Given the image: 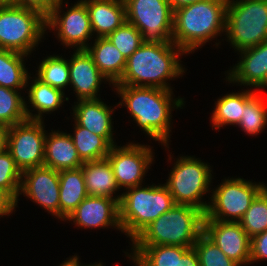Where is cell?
<instances>
[{
  "instance_id": "cell-1",
  "label": "cell",
  "mask_w": 267,
  "mask_h": 266,
  "mask_svg": "<svg viewBox=\"0 0 267 266\" xmlns=\"http://www.w3.org/2000/svg\"><path fill=\"white\" fill-rule=\"evenodd\" d=\"M114 92L121 97L118 107L128 109L132 121L137 124L147 137L158 141L165 149L169 148L172 131L173 109H183L185 100L173 98V90L156 87H135L113 85Z\"/></svg>"
},
{
  "instance_id": "cell-2",
  "label": "cell",
  "mask_w": 267,
  "mask_h": 266,
  "mask_svg": "<svg viewBox=\"0 0 267 266\" xmlns=\"http://www.w3.org/2000/svg\"><path fill=\"white\" fill-rule=\"evenodd\" d=\"M186 53L172 41H145L130 57L121 79L114 85L173 90L168 82L186 73L180 57Z\"/></svg>"
},
{
  "instance_id": "cell-3",
  "label": "cell",
  "mask_w": 267,
  "mask_h": 266,
  "mask_svg": "<svg viewBox=\"0 0 267 266\" xmlns=\"http://www.w3.org/2000/svg\"><path fill=\"white\" fill-rule=\"evenodd\" d=\"M228 0H200L174 10L172 42L186 55L225 35Z\"/></svg>"
},
{
  "instance_id": "cell-4",
  "label": "cell",
  "mask_w": 267,
  "mask_h": 266,
  "mask_svg": "<svg viewBox=\"0 0 267 266\" xmlns=\"http://www.w3.org/2000/svg\"><path fill=\"white\" fill-rule=\"evenodd\" d=\"M150 185V186H149ZM140 185L121 193L119 220L131 242L161 214L170 210L175 202L165 184Z\"/></svg>"
},
{
  "instance_id": "cell-5",
  "label": "cell",
  "mask_w": 267,
  "mask_h": 266,
  "mask_svg": "<svg viewBox=\"0 0 267 266\" xmlns=\"http://www.w3.org/2000/svg\"><path fill=\"white\" fill-rule=\"evenodd\" d=\"M205 214L192 206L175 204L150 223L130 245H171L192 248L203 233Z\"/></svg>"
},
{
  "instance_id": "cell-6",
  "label": "cell",
  "mask_w": 267,
  "mask_h": 266,
  "mask_svg": "<svg viewBox=\"0 0 267 266\" xmlns=\"http://www.w3.org/2000/svg\"><path fill=\"white\" fill-rule=\"evenodd\" d=\"M208 164L194 156L182 155L176 158L164 183L175 204L192 206L205 214L209 202L204 201L203 197L207 193L210 195V186H213L212 166Z\"/></svg>"
},
{
  "instance_id": "cell-7",
  "label": "cell",
  "mask_w": 267,
  "mask_h": 266,
  "mask_svg": "<svg viewBox=\"0 0 267 266\" xmlns=\"http://www.w3.org/2000/svg\"><path fill=\"white\" fill-rule=\"evenodd\" d=\"M225 35L237 52L263 43L267 38V0H228Z\"/></svg>"
},
{
  "instance_id": "cell-8",
  "label": "cell",
  "mask_w": 267,
  "mask_h": 266,
  "mask_svg": "<svg viewBox=\"0 0 267 266\" xmlns=\"http://www.w3.org/2000/svg\"><path fill=\"white\" fill-rule=\"evenodd\" d=\"M46 30V18L39 12L14 5L0 6V49L29 58L45 38Z\"/></svg>"
},
{
  "instance_id": "cell-9",
  "label": "cell",
  "mask_w": 267,
  "mask_h": 266,
  "mask_svg": "<svg viewBox=\"0 0 267 266\" xmlns=\"http://www.w3.org/2000/svg\"><path fill=\"white\" fill-rule=\"evenodd\" d=\"M221 181L211 190L204 220L239 222L254 198L266 186L263 182H252L240 177H228Z\"/></svg>"
},
{
  "instance_id": "cell-10",
  "label": "cell",
  "mask_w": 267,
  "mask_h": 266,
  "mask_svg": "<svg viewBox=\"0 0 267 266\" xmlns=\"http://www.w3.org/2000/svg\"><path fill=\"white\" fill-rule=\"evenodd\" d=\"M126 20L144 41H172L174 10L168 0H123Z\"/></svg>"
},
{
  "instance_id": "cell-11",
  "label": "cell",
  "mask_w": 267,
  "mask_h": 266,
  "mask_svg": "<svg viewBox=\"0 0 267 266\" xmlns=\"http://www.w3.org/2000/svg\"><path fill=\"white\" fill-rule=\"evenodd\" d=\"M68 5V1L58 0L52 8L50 15L46 18V29L53 32L61 45L72 50L86 49L89 40L92 42L93 35L87 6L82 0H78L73 6L62 11L64 4ZM63 12V14H62Z\"/></svg>"
},
{
  "instance_id": "cell-12",
  "label": "cell",
  "mask_w": 267,
  "mask_h": 266,
  "mask_svg": "<svg viewBox=\"0 0 267 266\" xmlns=\"http://www.w3.org/2000/svg\"><path fill=\"white\" fill-rule=\"evenodd\" d=\"M46 134L44 120L27 119L7 128L6 148L21 172L44 165Z\"/></svg>"
},
{
  "instance_id": "cell-13",
  "label": "cell",
  "mask_w": 267,
  "mask_h": 266,
  "mask_svg": "<svg viewBox=\"0 0 267 266\" xmlns=\"http://www.w3.org/2000/svg\"><path fill=\"white\" fill-rule=\"evenodd\" d=\"M153 153L150 145L134 143V141L111 147L106 158L112 166L120 190L144 184L145 174L155 161Z\"/></svg>"
},
{
  "instance_id": "cell-14",
  "label": "cell",
  "mask_w": 267,
  "mask_h": 266,
  "mask_svg": "<svg viewBox=\"0 0 267 266\" xmlns=\"http://www.w3.org/2000/svg\"><path fill=\"white\" fill-rule=\"evenodd\" d=\"M59 171L39 166L22 172L19 196L23 195L59 220Z\"/></svg>"
},
{
  "instance_id": "cell-15",
  "label": "cell",
  "mask_w": 267,
  "mask_h": 266,
  "mask_svg": "<svg viewBox=\"0 0 267 266\" xmlns=\"http://www.w3.org/2000/svg\"><path fill=\"white\" fill-rule=\"evenodd\" d=\"M203 233L239 265H250L251 238L239 222L204 220Z\"/></svg>"
},
{
  "instance_id": "cell-16",
  "label": "cell",
  "mask_w": 267,
  "mask_h": 266,
  "mask_svg": "<svg viewBox=\"0 0 267 266\" xmlns=\"http://www.w3.org/2000/svg\"><path fill=\"white\" fill-rule=\"evenodd\" d=\"M83 229L115 228L121 231L119 202L109 197L88 195L65 219ZM110 226V227H109Z\"/></svg>"
},
{
  "instance_id": "cell-17",
  "label": "cell",
  "mask_w": 267,
  "mask_h": 266,
  "mask_svg": "<svg viewBox=\"0 0 267 266\" xmlns=\"http://www.w3.org/2000/svg\"><path fill=\"white\" fill-rule=\"evenodd\" d=\"M69 77V87L76 93L77 101L100 98L98 92L102 82L113 86L97 68L86 49L74 50L69 59Z\"/></svg>"
},
{
  "instance_id": "cell-18",
  "label": "cell",
  "mask_w": 267,
  "mask_h": 266,
  "mask_svg": "<svg viewBox=\"0 0 267 266\" xmlns=\"http://www.w3.org/2000/svg\"><path fill=\"white\" fill-rule=\"evenodd\" d=\"M237 54L240 55V60L226 72V82L246 88L249 86L256 91L267 76V38L263 43L241 50Z\"/></svg>"
},
{
  "instance_id": "cell-19",
  "label": "cell",
  "mask_w": 267,
  "mask_h": 266,
  "mask_svg": "<svg viewBox=\"0 0 267 266\" xmlns=\"http://www.w3.org/2000/svg\"><path fill=\"white\" fill-rule=\"evenodd\" d=\"M116 106L107 105L101 98L78 100L72 105V117L79 126L88 129L96 135L102 136L111 146L117 143L114 140V121L112 113ZM112 108V109H111Z\"/></svg>"
},
{
  "instance_id": "cell-20",
  "label": "cell",
  "mask_w": 267,
  "mask_h": 266,
  "mask_svg": "<svg viewBox=\"0 0 267 266\" xmlns=\"http://www.w3.org/2000/svg\"><path fill=\"white\" fill-rule=\"evenodd\" d=\"M31 75L30 73L28 76L25 90L28 94V96L25 97L26 117L29 120L43 121L44 114H51L57 111L60 109V106L62 107V105H64V101H69L70 99L66 97L65 92L62 90L44 84L36 75H33L34 78H32ZM30 80L32 81L31 83L29 82Z\"/></svg>"
},
{
  "instance_id": "cell-21",
  "label": "cell",
  "mask_w": 267,
  "mask_h": 266,
  "mask_svg": "<svg viewBox=\"0 0 267 266\" xmlns=\"http://www.w3.org/2000/svg\"><path fill=\"white\" fill-rule=\"evenodd\" d=\"M86 6L93 35L107 37L126 20V8L123 0H82Z\"/></svg>"
},
{
  "instance_id": "cell-22",
  "label": "cell",
  "mask_w": 267,
  "mask_h": 266,
  "mask_svg": "<svg viewBox=\"0 0 267 266\" xmlns=\"http://www.w3.org/2000/svg\"><path fill=\"white\" fill-rule=\"evenodd\" d=\"M82 164L70 133L53 129L49 133L47 131L44 166L62 171L79 168Z\"/></svg>"
},
{
  "instance_id": "cell-23",
  "label": "cell",
  "mask_w": 267,
  "mask_h": 266,
  "mask_svg": "<svg viewBox=\"0 0 267 266\" xmlns=\"http://www.w3.org/2000/svg\"><path fill=\"white\" fill-rule=\"evenodd\" d=\"M81 167L88 195L109 197L120 202L121 195L117 191L121 190L107 158L83 162Z\"/></svg>"
},
{
  "instance_id": "cell-24",
  "label": "cell",
  "mask_w": 267,
  "mask_h": 266,
  "mask_svg": "<svg viewBox=\"0 0 267 266\" xmlns=\"http://www.w3.org/2000/svg\"><path fill=\"white\" fill-rule=\"evenodd\" d=\"M86 51L91 55L100 72L110 81L116 84L122 77L126 66L125 56L112 44L107 37L94 38Z\"/></svg>"
},
{
  "instance_id": "cell-25",
  "label": "cell",
  "mask_w": 267,
  "mask_h": 266,
  "mask_svg": "<svg viewBox=\"0 0 267 266\" xmlns=\"http://www.w3.org/2000/svg\"><path fill=\"white\" fill-rule=\"evenodd\" d=\"M59 219L65 221L88 196L82 167L59 171Z\"/></svg>"
},
{
  "instance_id": "cell-26",
  "label": "cell",
  "mask_w": 267,
  "mask_h": 266,
  "mask_svg": "<svg viewBox=\"0 0 267 266\" xmlns=\"http://www.w3.org/2000/svg\"><path fill=\"white\" fill-rule=\"evenodd\" d=\"M262 95L249 87L243 90V114L237 126L250 136L259 135L267 126V100Z\"/></svg>"
},
{
  "instance_id": "cell-27",
  "label": "cell",
  "mask_w": 267,
  "mask_h": 266,
  "mask_svg": "<svg viewBox=\"0 0 267 266\" xmlns=\"http://www.w3.org/2000/svg\"><path fill=\"white\" fill-rule=\"evenodd\" d=\"M26 57V59H25ZM27 55L0 49V86L13 90H25L29 76Z\"/></svg>"
},
{
  "instance_id": "cell-28",
  "label": "cell",
  "mask_w": 267,
  "mask_h": 266,
  "mask_svg": "<svg viewBox=\"0 0 267 266\" xmlns=\"http://www.w3.org/2000/svg\"><path fill=\"white\" fill-rule=\"evenodd\" d=\"M73 133L70 134L82 162L100 160L107 157L111 145L99 135L86 128L73 124Z\"/></svg>"
},
{
  "instance_id": "cell-29",
  "label": "cell",
  "mask_w": 267,
  "mask_h": 266,
  "mask_svg": "<svg viewBox=\"0 0 267 266\" xmlns=\"http://www.w3.org/2000/svg\"><path fill=\"white\" fill-rule=\"evenodd\" d=\"M243 114V89L236 93L230 92L220 96L214 103L211 115L212 129L216 131L224 126L234 125L237 127Z\"/></svg>"
},
{
  "instance_id": "cell-30",
  "label": "cell",
  "mask_w": 267,
  "mask_h": 266,
  "mask_svg": "<svg viewBox=\"0 0 267 266\" xmlns=\"http://www.w3.org/2000/svg\"><path fill=\"white\" fill-rule=\"evenodd\" d=\"M52 55L42 59L39 65H37L38 70H36L35 75L44 84H48L64 92L70 85L69 59L58 54Z\"/></svg>"
},
{
  "instance_id": "cell-31",
  "label": "cell",
  "mask_w": 267,
  "mask_h": 266,
  "mask_svg": "<svg viewBox=\"0 0 267 266\" xmlns=\"http://www.w3.org/2000/svg\"><path fill=\"white\" fill-rule=\"evenodd\" d=\"M132 253H125L135 266H174V246L131 245Z\"/></svg>"
},
{
  "instance_id": "cell-32",
  "label": "cell",
  "mask_w": 267,
  "mask_h": 266,
  "mask_svg": "<svg viewBox=\"0 0 267 266\" xmlns=\"http://www.w3.org/2000/svg\"><path fill=\"white\" fill-rule=\"evenodd\" d=\"M22 91L0 86V122L6 127L27 120L25 113V96Z\"/></svg>"
},
{
  "instance_id": "cell-33",
  "label": "cell",
  "mask_w": 267,
  "mask_h": 266,
  "mask_svg": "<svg viewBox=\"0 0 267 266\" xmlns=\"http://www.w3.org/2000/svg\"><path fill=\"white\" fill-rule=\"evenodd\" d=\"M239 223L250 238L267 230V184L251 202Z\"/></svg>"
},
{
  "instance_id": "cell-34",
  "label": "cell",
  "mask_w": 267,
  "mask_h": 266,
  "mask_svg": "<svg viewBox=\"0 0 267 266\" xmlns=\"http://www.w3.org/2000/svg\"><path fill=\"white\" fill-rule=\"evenodd\" d=\"M22 172L17 168L10 151L5 147L0 150V189L7 192L18 207ZM19 198V199H18Z\"/></svg>"
},
{
  "instance_id": "cell-35",
  "label": "cell",
  "mask_w": 267,
  "mask_h": 266,
  "mask_svg": "<svg viewBox=\"0 0 267 266\" xmlns=\"http://www.w3.org/2000/svg\"><path fill=\"white\" fill-rule=\"evenodd\" d=\"M107 38L125 56L126 59L145 42L142 38L141 32L127 21L110 33Z\"/></svg>"
},
{
  "instance_id": "cell-36",
  "label": "cell",
  "mask_w": 267,
  "mask_h": 266,
  "mask_svg": "<svg viewBox=\"0 0 267 266\" xmlns=\"http://www.w3.org/2000/svg\"><path fill=\"white\" fill-rule=\"evenodd\" d=\"M193 248L197 253L200 266H241L228 258L204 233L197 239Z\"/></svg>"
},
{
  "instance_id": "cell-37",
  "label": "cell",
  "mask_w": 267,
  "mask_h": 266,
  "mask_svg": "<svg viewBox=\"0 0 267 266\" xmlns=\"http://www.w3.org/2000/svg\"><path fill=\"white\" fill-rule=\"evenodd\" d=\"M267 260V230L251 238L250 264Z\"/></svg>"
},
{
  "instance_id": "cell-38",
  "label": "cell",
  "mask_w": 267,
  "mask_h": 266,
  "mask_svg": "<svg viewBox=\"0 0 267 266\" xmlns=\"http://www.w3.org/2000/svg\"><path fill=\"white\" fill-rule=\"evenodd\" d=\"M174 266H200L195 249L193 247L174 246Z\"/></svg>"
},
{
  "instance_id": "cell-39",
  "label": "cell",
  "mask_w": 267,
  "mask_h": 266,
  "mask_svg": "<svg viewBox=\"0 0 267 266\" xmlns=\"http://www.w3.org/2000/svg\"><path fill=\"white\" fill-rule=\"evenodd\" d=\"M58 0H14V6L32 9L47 18Z\"/></svg>"
},
{
  "instance_id": "cell-40",
  "label": "cell",
  "mask_w": 267,
  "mask_h": 266,
  "mask_svg": "<svg viewBox=\"0 0 267 266\" xmlns=\"http://www.w3.org/2000/svg\"><path fill=\"white\" fill-rule=\"evenodd\" d=\"M16 208V201L5 191L0 189V218L10 216Z\"/></svg>"
},
{
  "instance_id": "cell-41",
  "label": "cell",
  "mask_w": 267,
  "mask_h": 266,
  "mask_svg": "<svg viewBox=\"0 0 267 266\" xmlns=\"http://www.w3.org/2000/svg\"><path fill=\"white\" fill-rule=\"evenodd\" d=\"M173 8V10L179 9L181 7L187 6L191 3L198 2L200 0H168Z\"/></svg>"
},
{
  "instance_id": "cell-42",
  "label": "cell",
  "mask_w": 267,
  "mask_h": 266,
  "mask_svg": "<svg viewBox=\"0 0 267 266\" xmlns=\"http://www.w3.org/2000/svg\"><path fill=\"white\" fill-rule=\"evenodd\" d=\"M58 266H83V263L80 262L79 257L75 254L74 256L72 255V257L69 256V258Z\"/></svg>"
},
{
  "instance_id": "cell-43",
  "label": "cell",
  "mask_w": 267,
  "mask_h": 266,
  "mask_svg": "<svg viewBox=\"0 0 267 266\" xmlns=\"http://www.w3.org/2000/svg\"><path fill=\"white\" fill-rule=\"evenodd\" d=\"M7 128L8 127L0 122V150L6 147Z\"/></svg>"
},
{
  "instance_id": "cell-44",
  "label": "cell",
  "mask_w": 267,
  "mask_h": 266,
  "mask_svg": "<svg viewBox=\"0 0 267 266\" xmlns=\"http://www.w3.org/2000/svg\"><path fill=\"white\" fill-rule=\"evenodd\" d=\"M13 4H14V0H0V6L13 5Z\"/></svg>"
},
{
  "instance_id": "cell-45",
  "label": "cell",
  "mask_w": 267,
  "mask_h": 266,
  "mask_svg": "<svg viewBox=\"0 0 267 266\" xmlns=\"http://www.w3.org/2000/svg\"><path fill=\"white\" fill-rule=\"evenodd\" d=\"M104 263H102V262H100L99 261V263L98 262H94L93 264L92 263H90V264H83V266H105V265H103Z\"/></svg>"
},
{
  "instance_id": "cell-46",
  "label": "cell",
  "mask_w": 267,
  "mask_h": 266,
  "mask_svg": "<svg viewBox=\"0 0 267 266\" xmlns=\"http://www.w3.org/2000/svg\"><path fill=\"white\" fill-rule=\"evenodd\" d=\"M266 87H267V76H266V79L264 80V82L262 83V85L258 89H264Z\"/></svg>"
}]
</instances>
